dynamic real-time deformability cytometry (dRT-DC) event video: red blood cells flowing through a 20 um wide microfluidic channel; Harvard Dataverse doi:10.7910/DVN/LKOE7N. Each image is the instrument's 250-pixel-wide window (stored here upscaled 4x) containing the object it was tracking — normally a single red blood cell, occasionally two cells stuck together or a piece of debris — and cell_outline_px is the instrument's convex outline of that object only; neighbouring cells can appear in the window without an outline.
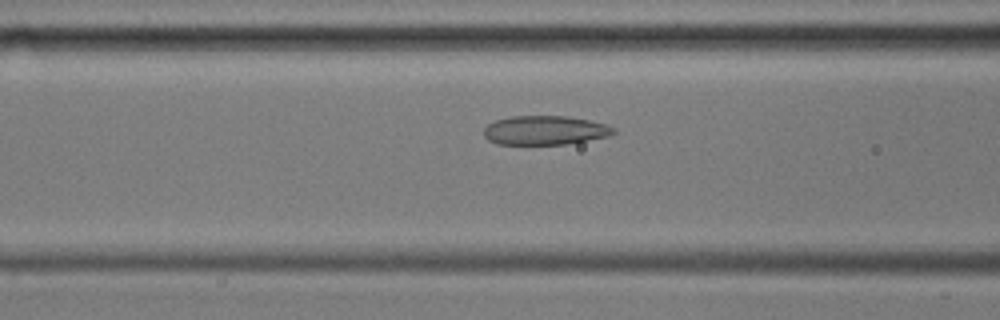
{"species": "common noctule bat (a hibernating species)", "species_latin": "Nyctalus noctula", "temperature_condition": "cold", "stored_images_in_passage": 34, "camera_frame_rate_fps": 3000, "um_per_image_px": 0.085, "animal": {"sex": "male", "body_mass_g": 17.9, "forearm_length_mm": 54.2}, "frame": {"image": 1, "passage_image": 7, "time_ms": 2.0, "image_size_px": [1000, 320], "cell_outline_px": [[616, 132], [608, 136], [588, 140], [564, 144], [496, 144], [488, 140], [484, 136], [484, 128], [488, 124], [496, 120], [512, 116], [568, 116], [608, 124], [616, 128]], "centroid_in_image_um": [46.33, 11.07], "position_along_channel_um": 120.3, "area_um2": 22.02}}
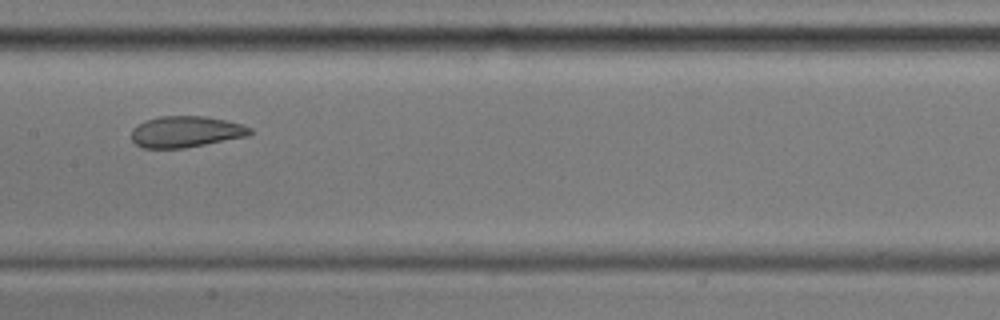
{"frame": {"image": 2, "passage_image": 13, "time_ms": 4.0, "image_size_px": [1000, 320], "cell_outline_px": [[252, 132], [248, 136], [184, 148], [140, 148], [132, 140], [132, 128], [144, 120], [160, 116], [204, 116], [244, 124], [252, 128]], "centroid_in_image_um": [15.79, 11.19], "position_along_channel_um": 191.6, "area_um2": 21.68}}
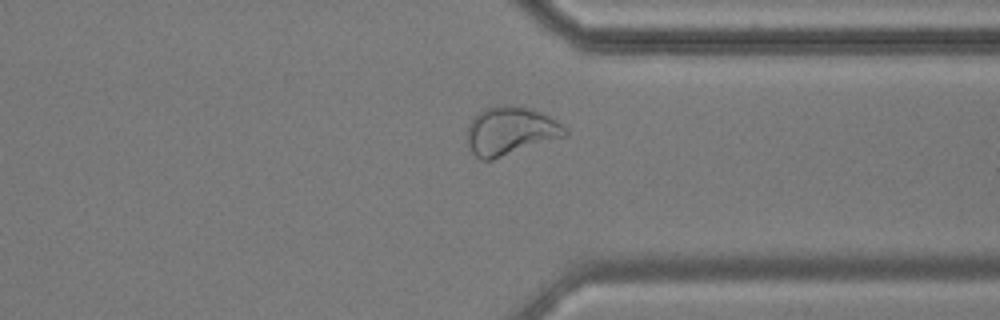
{"frame": {"image": 3, "passage_image": 28, "time_ms": 9.0, "image_size_px": [1000, 320], "cell_outline_px": [[568, 136], [492, 160], [480, 160], [468, 148], [468, 124], [472, 116], [484, 108], [512, 104], [528, 108], [540, 112], [556, 120], [568, 132]], "centroid_in_image_um": [43.37, 11.14], "position_along_channel_um": 368.0, "area_um2": 27.74}, "authors_computed_cell_mechanics": {"area_um2": 22.6287, "velocity_mm_per_s": 3.5551, "shape_relaxation_time_tau1_ms": 8.8909, "shape_relaxation_time_tau2_ms": 1.7857, "deformation_change_tau1": 0.1805, "deformation_change_tau2": 0.0721}}